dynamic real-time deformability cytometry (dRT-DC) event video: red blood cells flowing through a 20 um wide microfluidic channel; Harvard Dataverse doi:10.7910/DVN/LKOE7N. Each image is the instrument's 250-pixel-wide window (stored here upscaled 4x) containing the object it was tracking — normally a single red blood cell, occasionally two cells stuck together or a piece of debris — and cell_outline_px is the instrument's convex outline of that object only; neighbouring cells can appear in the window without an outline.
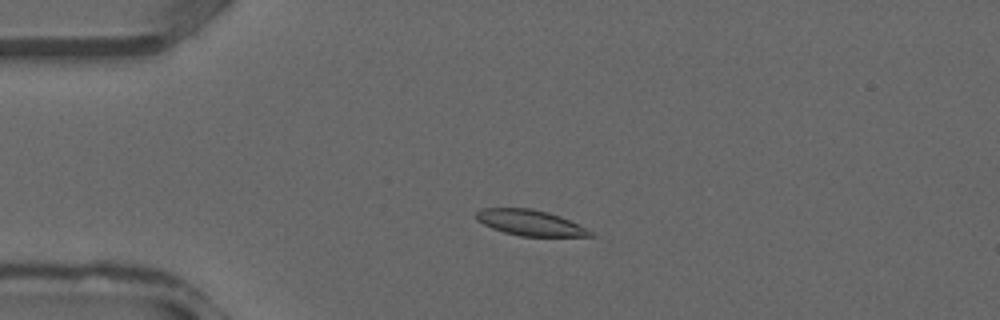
{"species": "common noctule bat (a hibernating species)", "species_latin": "Nyctalus noctula", "temperature_condition": "warm", "stored_images_in_passage": 36, "camera_frame_rate_fps": 3000, "um_per_image_px": 0.085, "animal": {"sex": "male", "forearm_length_mm": 52.5}, "frame": {"image": 1, "passage_image": 8, "time_ms": 2.333, "image_size_px": [1000, 320], "cell_outline_px": [[596, 236], [520, 236], [504, 232], [492, 228], [476, 220], [476, 212], [480, 208], [532, 208], [548, 212], [560, 216], [592, 232]], "centroid_in_image_um": [45.01, 18.92], "position_along_channel_um": 40.0, "area_um2": 16.88}}
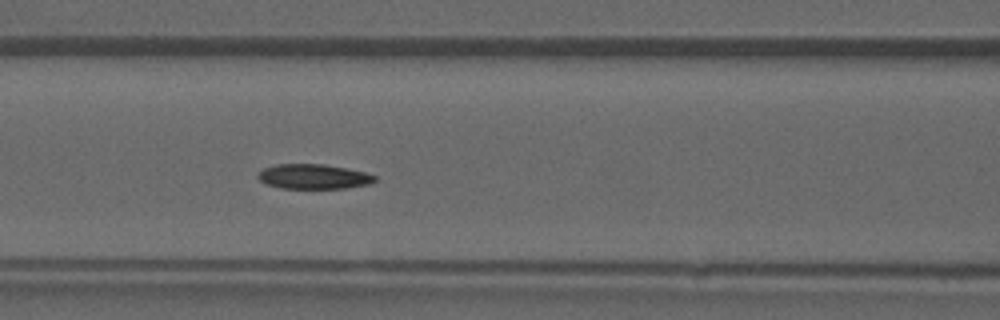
{"frame": {"image": 2, "passage_image": 15, "time_ms": 4.667, "image_size_px": [1000, 320], "cell_outline_px": [[376, 180], [368, 184], [344, 188], [280, 188], [268, 184], [260, 180], [256, 176], [264, 168], [276, 164], [324, 164], [348, 168], [364, 172], [376, 176]], "centroid_in_image_um": [26.65, 15.0], "position_along_channel_um": 140.0, "area_um2": 16.76}}
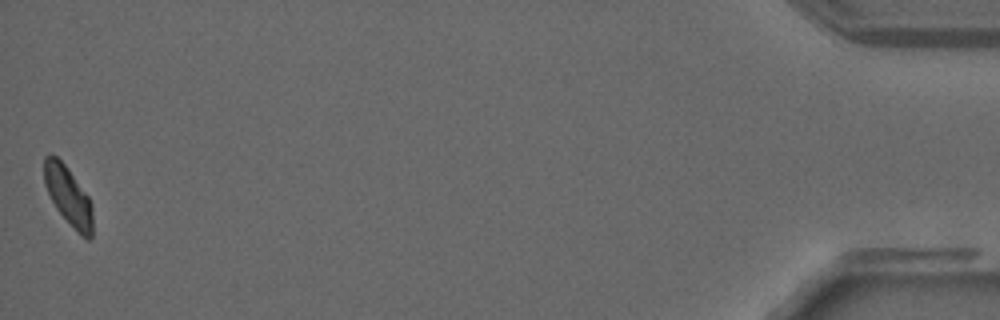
{"frame": {"image": 3, "passage_image": 36, "time_ms": 11.667, "image_size_px": [1000, 320], "cell_outline_px": [[92, 236], [88, 240], [80, 236], [56, 208], [44, 184], [44, 156], [48, 152], [52, 152], [68, 168], [88, 196], [92, 204]], "centroid_in_image_um": [5.8, 16.63], "position_along_channel_um": 429.4, "area_um2": 16.7}}